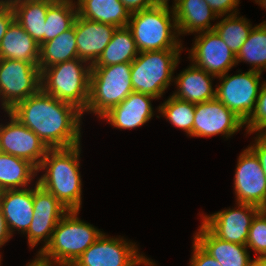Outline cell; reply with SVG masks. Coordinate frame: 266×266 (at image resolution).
Listing matches in <instances>:
<instances>
[{
  "instance_id": "cell-34",
  "label": "cell",
  "mask_w": 266,
  "mask_h": 266,
  "mask_svg": "<svg viewBox=\"0 0 266 266\" xmlns=\"http://www.w3.org/2000/svg\"><path fill=\"white\" fill-rule=\"evenodd\" d=\"M247 124V131L252 133L254 131H260V133H266V83L261 85L259 90V96L256 101L254 112L249 119L245 122Z\"/></svg>"
},
{
  "instance_id": "cell-42",
  "label": "cell",
  "mask_w": 266,
  "mask_h": 266,
  "mask_svg": "<svg viewBox=\"0 0 266 266\" xmlns=\"http://www.w3.org/2000/svg\"><path fill=\"white\" fill-rule=\"evenodd\" d=\"M28 266H53L52 263L50 262H45L43 260H41L39 257L36 258L34 261H32L31 263H29Z\"/></svg>"
},
{
  "instance_id": "cell-19",
  "label": "cell",
  "mask_w": 266,
  "mask_h": 266,
  "mask_svg": "<svg viewBox=\"0 0 266 266\" xmlns=\"http://www.w3.org/2000/svg\"><path fill=\"white\" fill-rule=\"evenodd\" d=\"M0 208L10 234L13 228L27 232L33 219V189L3 190Z\"/></svg>"
},
{
  "instance_id": "cell-31",
  "label": "cell",
  "mask_w": 266,
  "mask_h": 266,
  "mask_svg": "<svg viewBox=\"0 0 266 266\" xmlns=\"http://www.w3.org/2000/svg\"><path fill=\"white\" fill-rule=\"evenodd\" d=\"M236 12H232L219 23L215 24L214 28L234 55L238 54L241 46L247 40L252 30L251 24L243 17L238 18Z\"/></svg>"
},
{
  "instance_id": "cell-32",
  "label": "cell",
  "mask_w": 266,
  "mask_h": 266,
  "mask_svg": "<svg viewBox=\"0 0 266 266\" xmlns=\"http://www.w3.org/2000/svg\"><path fill=\"white\" fill-rule=\"evenodd\" d=\"M159 111L176 127L193 136L195 104L180 100L173 95L159 106Z\"/></svg>"
},
{
  "instance_id": "cell-22",
  "label": "cell",
  "mask_w": 266,
  "mask_h": 266,
  "mask_svg": "<svg viewBox=\"0 0 266 266\" xmlns=\"http://www.w3.org/2000/svg\"><path fill=\"white\" fill-rule=\"evenodd\" d=\"M210 76L215 77L192 64L175 78L179 91L173 96L193 104L215 99L216 90L212 88Z\"/></svg>"
},
{
  "instance_id": "cell-48",
  "label": "cell",
  "mask_w": 266,
  "mask_h": 266,
  "mask_svg": "<svg viewBox=\"0 0 266 266\" xmlns=\"http://www.w3.org/2000/svg\"><path fill=\"white\" fill-rule=\"evenodd\" d=\"M262 210L266 213V205L262 208Z\"/></svg>"
},
{
  "instance_id": "cell-46",
  "label": "cell",
  "mask_w": 266,
  "mask_h": 266,
  "mask_svg": "<svg viewBox=\"0 0 266 266\" xmlns=\"http://www.w3.org/2000/svg\"><path fill=\"white\" fill-rule=\"evenodd\" d=\"M5 5V2L3 0H0V8Z\"/></svg>"
},
{
  "instance_id": "cell-37",
  "label": "cell",
  "mask_w": 266,
  "mask_h": 266,
  "mask_svg": "<svg viewBox=\"0 0 266 266\" xmlns=\"http://www.w3.org/2000/svg\"><path fill=\"white\" fill-rule=\"evenodd\" d=\"M15 20L13 8L5 4L0 8V44L11 23Z\"/></svg>"
},
{
  "instance_id": "cell-44",
  "label": "cell",
  "mask_w": 266,
  "mask_h": 266,
  "mask_svg": "<svg viewBox=\"0 0 266 266\" xmlns=\"http://www.w3.org/2000/svg\"><path fill=\"white\" fill-rule=\"evenodd\" d=\"M257 3L261 4L264 8H266V0H255Z\"/></svg>"
},
{
  "instance_id": "cell-45",
  "label": "cell",
  "mask_w": 266,
  "mask_h": 266,
  "mask_svg": "<svg viewBox=\"0 0 266 266\" xmlns=\"http://www.w3.org/2000/svg\"><path fill=\"white\" fill-rule=\"evenodd\" d=\"M16 1H19V0H5L4 2H5V4H9V5H11L12 3H14V2H16Z\"/></svg>"
},
{
  "instance_id": "cell-21",
  "label": "cell",
  "mask_w": 266,
  "mask_h": 266,
  "mask_svg": "<svg viewBox=\"0 0 266 266\" xmlns=\"http://www.w3.org/2000/svg\"><path fill=\"white\" fill-rule=\"evenodd\" d=\"M173 12L179 35L214 30L210 20L218 17L205 0H178Z\"/></svg>"
},
{
  "instance_id": "cell-4",
  "label": "cell",
  "mask_w": 266,
  "mask_h": 266,
  "mask_svg": "<svg viewBox=\"0 0 266 266\" xmlns=\"http://www.w3.org/2000/svg\"><path fill=\"white\" fill-rule=\"evenodd\" d=\"M83 62L86 63L76 58L41 71V90L60 101L72 104L82 113L89 100L91 74V65L83 68Z\"/></svg>"
},
{
  "instance_id": "cell-30",
  "label": "cell",
  "mask_w": 266,
  "mask_h": 266,
  "mask_svg": "<svg viewBox=\"0 0 266 266\" xmlns=\"http://www.w3.org/2000/svg\"><path fill=\"white\" fill-rule=\"evenodd\" d=\"M246 61L254 65L252 70L262 72L266 69V21L253 27L247 40L236 55V63Z\"/></svg>"
},
{
  "instance_id": "cell-20",
  "label": "cell",
  "mask_w": 266,
  "mask_h": 266,
  "mask_svg": "<svg viewBox=\"0 0 266 266\" xmlns=\"http://www.w3.org/2000/svg\"><path fill=\"white\" fill-rule=\"evenodd\" d=\"M194 240L221 266H249L246 245L227 242L216 237L203 223Z\"/></svg>"
},
{
  "instance_id": "cell-14",
  "label": "cell",
  "mask_w": 266,
  "mask_h": 266,
  "mask_svg": "<svg viewBox=\"0 0 266 266\" xmlns=\"http://www.w3.org/2000/svg\"><path fill=\"white\" fill-rule=\"evenodd\" d=\"M238 205V209L205 216L202 223L219 239L246 245L252 221L261 208L252 204Z\"/></svg>"
},
{
  "instance_id": "cell-27",
  "label": "cell",
  "mask_w": 266,
  "mask_h": 266,
  "mask_svg": "<svg viewBox=\"0 0 266 266\" xmlns=\"http://www.w3.org/2000/svg\"><path fill=\"white\" fill-rule=\"evenodd\" d=\"M139 54L131 30L126 27L116 28L111 41L97 61L91 66H109L119 63H131Z\"/></svg>"
},
{
  "instance_id": "cell-40",
  "label": "cell",
  "mask_w": 266,
  "mask_h": 266,
  "mask_svg": "<svg viewBox=\"0 0 266 266\" xmlns=\"http://www.w3.org/2000/svg\"><path fill=\"white\" fill-rule=\"evenodd\" d=\"M11 237V234L6 225L5 218L0 208V247L6 243Z\"/></svg>"
},
{
  "instance_id": "cell-11",
  "label": "cell",
  "mask_w": 266,
  "mask_h": 266,
  "mask_svg": "<svg viewBox=\"0 0 266 266\" xmlns=\"http://www.w3.org/2000/svg\"><path fill=\"white\" fill-rule=\"evenodd\" d=\"M33 206V219L26 234L31 248L45 238L40 253L49 244L56 225L69 210L37 181L33 189Z\"/></svg>"
},
{
  "instance_id": "cell-26",
  "label": "cell",
  "mask_w": 266,
  "mask_h": 266,
  "mask_svg": "<svg viewBox=\"0 0 266 266\" xmlns=\"http://www.w3.org/2000/svg\"><path fill=\"white\" fill-rule=\"evenodd\" d=\"M78 58L75 22L71 29L40 44L38 66L40 72L49 66Z\"/></svg>"
},
{
  "instance_id": "cell-28",
  "label": "cell",
  "mask_w": 266,
  "mask_h": 266,
  "mask_svg": "<svg viewBox=\"0 0 266 266\" xmlns=\"http://www.w3.org/2000/svg\"><path fill=\"white\" fill-rule=\"evenodd\" d=\"M37 172L38 169L31 162L0 152V187L3 190L24 188Z\"/></svg>"
},
{
  "instance_id": "cell-6",
  "label": "cell",
  "mask_w": 266,
  "mask_h": 266,
  "mask_svg": "<svg viewBox=\"0 0 266 266\" xmlns=\"http://www.w3.org/2000/svg\"><path fill=\"white\" fill-rule=\"evenodd\" d=\"M132 92L131 63L91 66L90 93L85 111L101 117Z\"/></svg>"
},
{
  "instance_id": "cell-1",
  "label": "cell",
  "mask_w": 266,
  "mask_h": 266,
  "mask_svg": "<svg viewBox=\"0 0 266 266\" xmlns=\"http://www.w3.org/2000/svg\"><path fill=\"white\" fill-rule=\"evenodd\" d=\"M9 112L32 130L48 148L80 145L82 112L41 89L17 103Z\"/></svg>"
},
{
  "instance_id": "cell-18",
  "label": "cell",
  "mask_w": 266,
  "mask_h": 266,
  "mask_svg": "<svg viewBox=\"0 0 266 266\" xmlns=\"http://www.w3.org/2000/svg\"><path fill=\"white\" fill-rule=\"evenodd\" d=\"M151 99L155 97L132 92L125 100L110 108L101 117L106 118L111 125L120 129L136 128L145 124L153 116Z\"/></svg>"
},
{
  "instance_id": "cell-47",
  "label": "cell",
  "mask_w": 266,
  "mask_h": 266,
  "mask_svg": "<svg viewBox=\"0 0 266 266\" xmlns=\"http://www.w3.org/2000/svg\"><path fill=\"white\" fill-rule=\"evenodd\" d=\"M3 189L0 187V199L2 197Z\"/></svg>"
},
{
  "instance_id": "cell-41",
  "label": "cell",
  "mask_w": 266,
  "mask_h": 266,
  "mask_svg": "<svg viewBox=\"0 0 266 266\" xmlns=\"http://www.w3.org/2000/svg\"><path fill=\"white\" fill-rule=\"evenodd\" d=\"M249 266H266V256L265 257H257L254 260H251Z\"/></svg>"
},
{
  "instance_id": "cell-33",
  "label": "cell",
  "mask_w": 266,
  "mask_h": 266,
  "mask_svg": "<svg viewBox=\"0 0 266 266\" xmlns=\"http://www.w3.org/2000/svg\"><path fill=\"white\" fill-rule=\"evenodd\" d=\"M246 246L259 254V257L266 256V213L262 209L252 221Z\"/></svg>"
},
{
  "instance_id": "cell-12",
  "label": "cell",
  "mask_w": 266,
  "mask_h": 266,
  "mask_svg": "<svg viewBox=\"0 0 266 266\" xmlns=\"http://www.w3.org/2000/svg\"><path fill=\"white\" fill-rule=\"evenodd\" d=\"M11 120L0 125V150L31 162L37 169L48 151V147L28 127L7 111Z\"/></svg>"
},
{
  "instance_id": "cell-7",
  "label": "cell",
  "mask_w": 266,
  "mask_h": 266,
  "mask_svg": "<svg viewBox=\"0 0 266 266\" xmlns=\"http://www.w3.org/2000/svg\"><path fill=\"white\" fill-rule=\"evenodd\" d=\"M180 50L139 52L131 62L133 92L161 97L170 84Z\"/></svg>"
},
{
  "instance_id": "cell-9",
  "label": "cell",
  "mask_w": 266,
  "mask_h": 266,
  "mask_svg": "<svg viewBox=\"0 0 266 266\" xmlns=\"http://www.w3.org/2000/svg\"><path fill=\"white\" fill-rule=\"evenodd\" d=\"M260 75L252 69L234 76L223 74L220 76L222 84L215 89L216 98L246 122L255 110Z\"/></svg>"
},
{
  "instance_id": "cell-39",
  "label": "cell",
  "mask_w": 266,
  "mask_h": 266,
  "mask_svg": "<svg viewBox=\"0 0 266 266\" xmlns=\"http://www.w3.org/2000/svg\"><path fill=\"white\" fill-rule=\"evenodd\" d=\"M120 1L129 10L130 13L158 6L154 0H120Z\"/></svg>"
},
{
  "instance_id": "cell-8",
  "label": "cell",
  "mask_w": 266,
  "mask_h": 266,
  "mask_svg": "<svg viewBox=\"0 0 266 266\" xmlns=\"http://www.w3.org/2000/svg\"><path fill=\"white\" fill-rule=\"evenodd\" d=\"M41 89L38 65L13 59H0V95L5 111Z\"/></svg>"
},
{
  "instance_id": "cell-2",
  "label": "cell",
  "mask_w": 266,
  "mask_h": 266,
  "mask_svg": "<svg viewBox=\"0 0 266 266\" xmlns=\"http://www.w3.org/2000/svg\"><path fill=\"white\" fill-rule=\"evenodd\" d=\"M80 146L49 148L40 169H47L38 180L44 189L57 198L68 210H80L81 176L79 173Z\"/></svg>"
},
{
  "instance_id": "cell-23",
  "label": "cell",
  "mask_w": 266,
  "mask_h": 266,
  "mask_svg": "<svg viewBox=\"0 0 266 266\" xmlns=\"http://www.w3.org/2000/svg\"><path fill=\"white\" fill-rule=\"evenodd\" d=\"M40 45L13 21L0 44V59H13L38 65Z\"/></svg>"
},
{
  "instance_id": "cell-36",
  "label": "cell",
  "mask_w": 266,
  "mask_h": 266,
  "mask_svg": "<svg viewBox=\"0 0 266 266\" xmlns=\"http://www.w3.org/2000/svg\"><path fill=\"white\" fill-rule=\"evenodd\" d=\"M210 8L218 15L223 16L227 12L234 10L239 4V0H205Z\"/></svg>"
},
{
  "instance_id": "cell-38",
  "label": "cell",
  "mask_w": 266,
  "mask_h": 266,
  "mask_svg": "<svg viewBox=\"0 0 266 266\" xmlns=\"http://www.w3.org/2000/svg\"><path fill=\"white\" fill-rule=\"evenodd\" d=\"M259 159L261 164V168L266 177V133H260L258 138L256 139V143L249 147Z\"/></svg>"
},
{
  "instance_id": "cell-24",
  "label": "cell",
  "mask_w": 266,
  "mask_h": 266,
  "mask_svg": "<svg viewBox=\"0 0 266 266\" xmlns=\"http://www.w3.org/2000/svg\"><path fill=\"white\" fill-rule=\"evenodd\" d=\"M78 15L117 28L128 25L131 13L120 0H78Z\"/></svg>"
},
{
  "instance_id": "cell-29",
  "label": "cell",
  "mask_w": 266,
  "mask_h": 266,
  "mask_svg": "<svg viewBox=\"0 0 266 266\" xmlns=\"http://www.w3.org/2000/svg\"><path fill=\"white\" fill-rule=\"evenodd\" d=\"M72 0H56L47 10L44 42L54 39L74 25L78 10Z\"/></svg>"
},
{
  "instance_id": "cell-3",
  "label": "cell",
  "mask_w": 266,
  "mask_h": 266,
  "mask_svg": "<svg viewBox=\"0 0 266 266\" xmlns=\"http://www.w3.org/2000/svg\"><path fill=\"white\" fill-rule=\"evenodd\" d=\"M78 212L69 210L60 219L49 244L38 253L37 257L59 266H72L82 253L102 235V232L92 225L79 220Z\"/></svg>"
},
{
  "instance_id": "cell-35",
  "label": "cell",
  "mask_w": 266,
  "mask_h": 266,
  "mask_svg": "<svg viewBox=\"0 0 266 266\" xmlns=\"http://www.w3.org/2000/svg\"><path fill=\"white\" fill-rule=\"evenodd\" d=\"M193 251L191 266H221L219 262L210 256L195 240Z\"/></svg>"
},
{
  "instance_id": "cell-17",
  "label": "cell",
  "mask_w": 266,
  "mask_h": 266,
  "mask_svg": "<svg viewBox=\"0 0 266 266\" xmlns=\"http://www.w3.org/2000/svg\"><path fill=\"white\" fill-rule=\"evenodd\" d=\"M117 27L87 20L77 15L75 20V34L78 58L84 61L91 60L93 65L103 50L111 41Z\"/></svg>"
},
{
  "instance_id": "cell-5",
  "label": "cell",
  "mask_w": 266,
  "mask_h": 266,
  "mask_svg": "<svg viewBox=\"0 0 266 266\" xmlns=\"http://www.w3.org/2000/svg\"><path fill=\"white\" fill-rule=\"evenodd\" d=\"M173 14L170 19L168 6H155L150 9L131 13L127 27L131 30L139 52L180 50V42L176 40L177 23ZM172 33V34H171Z\"/></svg>"
},
{
  "instance_id": "cell-16",
  "label": "cell",
  "mask_w": 266,
  "mask_h": 266,
  "mask_svg": "<svg viewBox=\"0 0 266 266\" xmlns=\"http://www.w3.org/2000/svg\"><path fill=\"white\" fill-rule=\"evenodd\" d=\"M244 124L242 119L217 98L195 104L193 136L223 134L229 137L238 132Z\"/></svg>"
},
{
  "instance_id": "cell-10",
  "label": "cell",
  "mask_w": 266,
  "mask_h": 266,
  "mask_svg": "<svg viewBox=\"0 0 266 266\" xmlns=\"http://www.w3.org/2000/svg\"><path fill=\"white\" fill-rule=\"evenodd\" d=\"M136 246L123 239L102 235L77 259L72 266H136L155 264L138 254Z\"/></svg>"
},
{
  "instance_id": "cell-43",
  "label": "cell",
  "mask_w": 266,
  "mask_h": 266,
  "mask_svg": "<svg viewBox=\"0 0 266 266\" xmlns=\"http://www.w3.org/2000/svg\"><path fill=\"white\" fill-rule=\"evenodd\" d=\"M155 3L159 6H168V0H154ZM178 0H175V3L177 2Z\"/></svg>"
},
{
  "instance_id": "cell-13",
  "label": "cell",
  "mask_w": 266,
  "mask_h": 266,
  "mask_svg": "<svg viewBox=\"0 0 266 266\" xmlns=\"http://www.w3.org/2000/svg\"><path fill=\"white\" fill-rule=\"evenodd\" d=\"M234 185L238 204H252L261 209L266 205V177L249 147L239 156Z\"/></svg>"
},
{
  "instance_id": "cell-25",
  "label": "cell",
  "mask_w": 266,
  "mask_h": 266,
  "mask_svg": "<svg viewBox=\"0 0 266 266\" xmlns=\"http://www.w3.org/2000/svg\"><path fill=\"white\" fill-rule=\"evenodd\" d=\"M56 0H19L11 4L15 21L40 45L44 43V27L48 8Z\"/></svg>"
},
{
  "instance_id": "cell-15",
  "label": "cell",
  "mask_w": 266,
  "mask_h": 266,
  "mask_svg": "<svg viewBox=\"0 0 266 266\" xmlns=\"http://www.w3.org/2000/svg\"><path fill=\"white\" fill-rule=\"evenodd\" d=\"M199 33L190 50L193 64L215 77L227 73L236 64V55L215 30Z\"/></svg>"
}]
</instances>
